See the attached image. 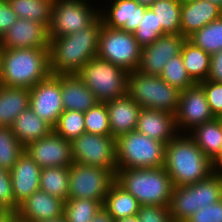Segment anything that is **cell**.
<instances>
[{
    "instance_id": "1",
    "label": "cell",
    "mask_w": 222,
    "mask_h": 222,
    "mask_svg": "<svg viewBox=\"0 0 222 222\" xmlns=\"http://www.w3.org/2000/svg\"><path fill=\"white\" fill-rule=\"evenodd\" d=\"M102 24V18L99 16L91 25L78 32L50 38L51 74H77L86 62L97 56Z\"/></svg>"
},
{
    "instance_id": "2",
    "label": "cell",
    "mask_w": 222,
    "mask_h": 222,
    "mask_svg": "<svg viewBox=\"0 0 222 222\" xmlns=\"http://www.w3.org/2000/svg\"><path fill=\"white\" fill-rule=\"evenodd\" d=\"M164 168L174 187L195 184L215 172L213 162L185 133H178L166 144Z\"/></svg>"
},
{
    "instance_id": "3",
    "label": "cell",
    "mask_w": 222,
    "mask_h": 222,
    "mask_svg": "<svg viewBox=\"0 0 222 222\" xmlns=\"http://www.w3.org/2000/svg\"><path fill=\"white\" fill-rule=\"evenodd\" d=\"M50 75L49 48L3 49L0 85L30 89Z\"/></svg>"
},
{
    "instance_id": "4",
    "label": "cell",
    "mask_w": 222,
    "mask_h": 222,
    "mask_svg": "<svg viewBox=\"0 0 222 222\" xmlns=\"http://www.w3.org/2000/svg\"><path fill=\"white\" fill-rule=\"evenodd\" d=\"M116 182L132 194L141 206L169 207L174 186L164 166L117 169Z\"/></svg>"
},
{
    "instance_id": "5",
    "label": "cell",
    "mask_w": 222,
    "mask_h": 222,
    "mask_svg": "<svg viewBox=\"0 0 222 222\" xmlns=\"http://www.w3.org/2000/svg\"><path fill=\"white\" fill-rule=\"evenodd\" d=\"M222 200V174L214 172L205 180L173 187L169 203L172 222H185L201 208Z\"/></svg>"
},
{
    "instance_id": "6",
    "label": "cell",
    "mask_w": 222,
    "mask_h": 222,
    "mask_svg": "<svg viewBox=\"0 0 222 222\" xmlns=\"http://www.w3.org/2000/svg\"><path fill=\"white\" fill-rule=\"evenodd\" d=\"M180 92L160 76L129 72L127 94L141 108H151L176 115L179 109Z\"/></svg>"
},
{
    "instance_id": "7",
    "label": "cell",
    "mask_w": 222,
    "mask_h": 222,
    "mask_svg": "<svg viewBox=\"0 0 222 222\" xmlns=\"http://www.w3.org/2000/svg\"><path fill=\"white\" fill-rule=\"evenodd\" d=\"M77 75L99 102L127 95L129 72L99 56L86 62Z\"/></svg>"
},
{
    "instance_id": "8",
    "label": "cell",
    "mask_w": 222,
    "mask_h": 222,
    "mask_svg": "<svg viewBox=\"0 0 222 222\" xmlns=\"http://www.w3.org/2000/svg\"><path fill=\"white\" fill-rule=\"evenodd\" d=\"M165 146L136 130L119 136L116 139L117 169L162 167Z\"/></svg>"
},
{
    "instance_id": "9",
    "label": "cell",
    "mask_w": 222,
    "mask_h": 222,
    "mask_svg": "<svg viewBox=\"0 0 222 222\" xmlns=\"http://www.w3.org/2000/svg\"><path fill=\"white\" fill-rule=\"evenodd\" d=\"M141 49L134 33L112 29L102 24L97 51L100 58L131 72L138 68Z\"/></svg>"
},
{
    "instance_id": "10",
    "label": "cell",
    "mask_w": 222,
    "mask_h": 222,
    "mask_svg": "<svg viewBox=\"0 0 222 222\" xmlns=\"http://www.w3.org/2000/svg\"><path fill=\"white\" fill-rule=\"evenodd\" d=\"M115 181L116 174L109 169L73 163L69 166L68 198L92 199L103 205Z\"/></svg>"
},
{
    "instance_id": "11",
    "label": "cell",
    "mask_w": 222,
    "mask_h": 222,
    "mask_svg": "<svg viewBox=\"0 0 222 222\" xmlns=\"http://www.w3.org/2000/svg\"><path fill=\"white\" fill-rule=\"evenodd\" d=\"M99 16L100 9H95L90 0H54L49 38L78 32L91 25Z\"/></svg>"
},
{
    "instance_id": "12",
    "label": "cell",
    "mask_w": 222,
    "mask_h": 222,
    "mask_svg": "<svg viewBox=\"0 0 222 222\" xmlns=\"http://www.w3.org/2000/svg\"><path fill=\"white\" fill-rule=\"evenodd\" d=\"M73 163L117 172L116 139L112 135L85 132L71 141Z\"/></svg>"
},
{
    "instance_id": "13",
    "label": "cell",
    "mask_w": 222,
    "mask_h": 222,
    "mask_svg": "<svg viewBox=\"0 0 222 222\" xmlns=\"http://www.w3.org/2000/svg\"><path fill=\"white\" fill-rule=\"evenodd\" d=\"M214 118L205 92L198 83L180 92L179 109L175 115L179 133L184 130L185 134H188L189 131Z\"/></svg>"
},
{
    "instance_id": "14",
    "label": "cell",
    "mask_w": 222,
    "mask_h": 222,
    "mask_svg": "<svg viewBox=\"0 0 222 222\" xmlns=\"http://www.w3.org/2000/svg\"><path fill=\"white\" fill-rule=\"evenodd\" d=\"M29 107L52 127L57 124L64 111L60 90V74H51L47 79L30 88Z\"/></svg>"
},
{
    "instance_id": "15",
    "label": "cell",
    "mask_w": 222,
    "mask_h": 222,
    "mask_svg": "<svg viewBox=\"0 0 222 222\" xmlns=\"http://www.w3.org/2000/svg\"><path fill=\"white\" fill-rule=\"evenodd\" d=\"M25 151L42 169L69 167L73 164L71 141L65 140L54 130L43 138L30 142Z\"/></svg>"
},
{
    "instance_id": "16",
    "label": "cell",
    "mask_w": 222,
    "mask_h": 222,
    "mask_svg": "<svg viewBox=\"0 0 222 222\" xmlns=\"http://www.w3.org/2000/svg\"><path fill=\"white\" fill-rule=\"evenodd\" d=\"M186 40L181 34H165L152 44L141 49L140 63L137 71L153 76H160L166 61L179 55Z\"/></svg>"
},
{
    "instance_id": "17",
    "label": "cell",
    "mask_w": 222,
    "mask_h": 222,
    "mask_svg": "<svg viewBox=\"0 0 222 222\" xmlns=\"http://www.w3.org/2000/svg\"><path fill=\"white\" fill-rule=\"evenodd\" d=\"M49 29L36 21L18 18L0 38L3 49L49 48Z\"/></svg>"
},
{
    "instance_id": "18",
    "label": "cell",
    "mask_w": 222,
    "mask_h": 222,
    "mask_svg": "<svg viewBox=\"0 0 222 222\" xmlns=\"http://www.w3.org/2000/svg\"><path fill=\"white\" fill-rule=\"evenodd\" d=\"M42 168L26 153L19 157V160L10 170V178L14 194V213L18 205L27 199L31 194L40 189V174Z\"/></svg>"
},
{
    "instance_id": "19",
    "label": "cell",
    "mask_w": 222,
    "mask_h": 222,
    "mask_svg": "<svg viewBox=\"0 0 222 222\" xmlns=\"http://www.w3.org/2000/svg\"><path fill=\"white\" fill-rule=\"evenodd\" d=\"M110 9L102 7L100 16L103 25L134 33L148 7L138 4L135 0H111Z\"/></svg>"
},
{
    "instance_id": "20",
    "label": "cell",
    "mask_w": 222,
    "mask_h": 222,
    "mask_svg": "<svg viewBox=\"0 0 222 222\" xmlns=\"http://www.w3.org/2000/svg\"><path fill=\"white\" fill-rule=\"evenodd\" d=\"M64 202L39 189L20 203L15 213L31 222L57 219L63 216Z\"/></svg>"
},
{
    "instance_id": "21",
    "label": "cell",
    "mask_w": 222,
    "mask_h": 222,
    "mask_svg": "<svg viewBox=\"0 0 222 222\" xmlns=\"http://www.w3.org/2000/svg\"><path fill=\"white\" fill-rule=\"evenodd\" d=\"M136 131L165 144L179 133L174 114L151 108H141Z\"/></svg>"
},
{
    "instance_id": "22",
    "label": "cell",
    "mask_w": 222,
    "mask_h": 222,
    "mask_svg": "<svg viewBox=\"0 0 222 222\" xmlns=\"http://www.w3.org/2000/svg\"><path fill=\"white\" fill-rule=\"evenodd\" d=\"M222 16V10L208 0H193L181 4V35L188 39L196 31Z\"/></svg>"
},
{
    "instance_id": "23",
    "label": "cell",
    "mask_w": 222,
    "mask_h": 222,
    "mask_svg": "<svg viewBox=\"0 0 222 222\" xmlns=\"http://www.w3.org/2000/svg\"><path fill=\"white\" fill-rule=\"evenodd\" d=\"M112 136L117 139L135 131L141 106L128 94L106 102Z\"/></svg>"
},
{
    "instance_id": "24",
    "label": "cell",
    "mask_w": 222,
    "mask_h": 222,
    "mask_svg": "<svg viewBox=\"0 0 222 222\" xmlns=\"http://www.w3.org/2000/svg\"><path fill=\"white\" fill-rule=\"evenodd\" d=\"M60 90L64 110L85 113L99 103L77 74H60Z\"/></svg>"
},
{
    "instance_id": "25",
    "label": "cell",
    "mask_w": 222,
    "mask_h": 222,
    "mask_svg": "<svg viewBox=\"0 0 222 222\" xmlns=\"http://www.w3.org/2000/svg\"><path fill=\"white\" fill-rule=\"evenodd\" d=\"M11 129L18 141L26 147L30 142L48 135L53 127L36 115L29 107L16 117Z\"/></svg>"
},
{
    "instance_id": "26",
    "label": "cell",
    "mask_w": 222,
    "mask_h": 222,
    "mask_svg": "<svg viewBox=\"0 0 222 222\" xmlns=\"http://www.w3.org/2000/svg\"><path fill=\"white\" fill-rule=\"evenodd\" d=\"M201 151L214 162L222 151V118H214L188 133Z\"/></svg>"
},
{
    "instance_id": "27",
    "label": "cell",
    "mask_w": 222,
    "mask_h": 222,
    "mask_svg": "<svg viewBox=\"0 0 222 222\" xmlns=\"http://www.w3.org/2000/svg\"><path fill=\"white\" fill-rule=\"evenodd\" d=\"M30 89L0 85V126L11 127L16 117L29 108Z\"/></svg>"
},
{
    "instance_id": "28",
    "label": "cell",
    "mask_w": 222,
    "mask_h": 222,
    "mask_svg": "<svg viewBox=\"0 0 222 222\" xmlns=\"http://www.w3.org/2000/svg\"><path fill=\"white\" fill-rule=\"evenodd\" d=\"M102 207L114 220H119L136 216L141 205L132 194L115 181L105 196Z\"/></svg>"
},
{
    "instance_id": "29",
    "label": "cell",
    "mask_w": 222,
    "mask_h": 222,
    "mask_svg": "<svg viewBox=\"0 0 222 222\" xmlns=\"http://www.w3.org/2000/svg\"><path fill=\"white\" fill-rule=\"evenodd\" d=\"M181 56L188 75L195 83L207 80L211 63L210 54L186 39L181 48Z\"/></svg>"
},
{
    "instance_id": "30",
    "label": "cell",
    "mask_w": 222,
    "mask_h": 222,
    "mask_svg": "<svg viewBox=\"0 0 222 222\" xmlns=\"http://www.w3.org/2000/svg\"><path fill=\"white\" fill-rule=\"evenodd\" d=\"M7 1L18 18L39 22L49 29L52 21V5L54 0Z\"/></svg>"
},
{
    "instance_id": "31",
    "label": "cell",
    "mask_w": 222,
    "mask_h": 222,
    "mask_svg": "<svg viewBox=\"0 0 222 222\" xmlns=\"http://www.w3.org/2000/svg\"><path fill=\"white\" fill-rule=\"evenodd\" d=\"M69 184V167H48L41 170L40 190L66 201Z\"/></svg>"
},
{
    "instance_id": "32",
    "label": "cell",
    "mask_w": 222,
    "mask_h": 222,
    "mask_svg": "<svg viewBox=\"0 0 222 222\" xmlns=\"http://www.w3.org/2000/svg\"><path fill=\"white\" fill-rule=\"evenodd\" d=\"M150 8L165 34H181V3L178 0H155Z\"/></svg>"
},
{
    "instance_id": "33",
    "label": "cell",
    "mask_w": 222,
    "mask_h": 222,
    "mask_svg": "<svg viewBox=\"0 0 222 222\" xmlns=\"http://www.w3.org/2000/svg\"><path fill=\"white\" fill-rule=\"evenodd\" d=\"M196 46L211 56L222 50V16L188 38Z\"/></svg>"
},
{
    "instance_id": "34",
    "label": "cell",
    "mask_w": 222,
    "mask_h": 222,
    "mask_svg": "<svg viewBox=\"0 0 222 222\" xmlns=\"http://www.w3.org/2000/svg\"><path fill=\"white\" fill-rule=\"evenodd\" d=\"M101 208L97 200L68 198L64 202L63 216L67 222H91Z\"/></svg>"
},
{
    "instance_id": "35",
    "label": "cell",
    "mask_w": 222,
    "mask_h": 222,
    "mask_svg": "<svg viewBox=\"0 0 222 222\" xmlns=\"http://www.w3.org/2000/svg\"><path fill=\"white\" fill-rule=\"evenodd\" d=\"M24 151L11 127L0 126V168L10 171Z\"/></svg>"
},
{
    "instance_id": "36",
    "label": "cell",
    "mask_w": 222,
    "mask_h": 222,
    "mask_svg": "<svg viewBox=\"0 0 222 222\" xmlns=\"http://www.w3.org/2000/svg\"><path fill=\"white\" fill-rule=\"evenodd\" d=\"M160 77L169 85L176 87L179 91L186 90L196 84L190 78L184 67L181 53L166 61Z\"/></svg>"
},
{
    "instance_id": "37",
    "label": "cell",
    "mask_w": 222,
    "mask_h": 222,
    "mask_svg": "<svg viewBox=\"0 0 222 222\" xmlns=\"http://www.w3.org/2000/svg\"><path fill=\"white\" fill-rule=\"evenodd\" d=\"M53 130L65 140L72 141L86 132L84 113L64 110Z\"/></svg>"
},
{
    "instance_id": "38",
    "label": "cell",
    "mask_w": 222,
    "mask_h": 222,
    "mask_svg": "<svg viewBox=\"0 0 222 222\" xmlns=\"http://www.w3.org/2000/svg\"><path fill=\"white\" fill-rule=\"evenodd\" d=\"M87 133L112 135L106 102H99L84 113Z\"/></svg>"
},
{
    "instance_id": "39",
    "label": "cell",
    "mask_w": 222,
    "mask_h": 222,
    "mask_svg": "<svg viewBox=\"0 0 222 222\" xmlns=\"http://www.w3.org/2000/svg\"><path fill=\"white\" fill-rule=\"evenodd\" d=\"M165 35L161 25H158V20L153 10L148 7L140 20L134 36L139 45L143 48L146 45L152 44L157 38Z\"/></svg>"
},
{
    "instance_id": "40",
    "label": "cell",
    "mask_w": 222,
    "mask_h": 222,
    "mask_svg": "<svg viewBox=\"0 0 222 222\" xmlns=\"http://www.w3.org/2000/svg\"><path fill=\"white\" fill-rule=\"evenodd\" d=\"M198 84L205 92L213 116L215 118H222V83L207 79Z\"/></svg>"
},
{
    "instance_id": "41",
    "label": "cell",
    "mask_w": 222,
    "mask_h": 222,
    "mask_svg": "<svg viewBox=\"0 0 222 222\" xmlns=\"http://www.w3.org/2000/svg\"><path fill=\"white\" fill-rule=\"evenodd\" d=\"M139 222H172L169 207L142 205L136 215Z\"/></svg>"
},
{
    "instance_id": "42",
    "label": "cell",
    "mask_w": 222,
    "mask_h": 222,
    "mask_svg": "<svg viewBox=\"0 0 222 222\" xmlns=\"http://www.w3.org/2000/svg\"><path fill=\"white\" fill-rule=\"evenodd\" d=\"M185 222H222V200L201 208Z\"/></svg>"
},
{
    "instance_id": "43",
    "label": "cell",
    "mask_w": 222,
    "mask_h": 222,
    "mask_svg": "<svg viewBox=\"0 0 222 222\" xmlns=\"http://www.w3.org/2000/svg\"><path fill=\"white\" fill-rule=\"evenodd\" d=\"M0 207L14 213V194L10 171L0 168Z\"/></svg>"
},
{
    "instance_id": "44",
    "label": "cell",
    "mask_w": 222,
    "mask_h": 222,
    "mask_svg": "<svg viewBox=\"0 0 222 222\" xmlns=\"http://www.w3.org/2000/svg\"><path fill=\"white\" fill-rule=\"evenodd\" d=\"M18 17L7 0H0V38L17 21Z\"/></svg>"
},
{
    "instance_id": "45",
    "label": "cell",
    "mask_w": 222,
    "mask_h": 222,
    "mask_svg": "<svg viewBox=\"0 0 222 222\" xmlns=\"http://www.w3.org/2000/svg\"><path fill=\"white\" fill-rule=\"evenodd\" d=\"M208 80L222 83V50L211 56Z\"/></svg>"
},
{
    "instance_id": "46",
    "label": "cell",
    "mask_w": 222,
    "mask_h": 222,
    "mask_svg": "<svg viewBox=\"0 0 222 222\" xmlns=\"http://www.w3.org/2000/svg\"><path fill=\"white\" fill-rule=\"evenodd\" d=\"M91 222H115V220L104 208H101Z\"/></svg>"
},
{
    "instance_id": "47",
    "label": "cell",
    "mask_w": 222,
    "mask_h": 222,
    "mask_svg": "<svg viewBox=\"0 0 222 222\" xmlns=\"http://www.w3.org/2000/svg\"><path fill=\"white\" fill-rule=\"evenodd\" d=\"M213 167L216 173L222 174V151L217 157V159L213 162Z\"/></svg>"
},
{
    "instance_id": "48",
    "label": "cell",
    "mask_w": 222,
    "mask_h": 222,
    "mask_svg": "<svg viewBox=\"0 0 222 222\" xmlns=\"http://www.w3.org/2000/svg\"><path fill=\"white\" fill-rule=\"evenodd\" d=\"M12 212L6 208L0 207V222H7Z\"/></svg>"
},
{
    "instance_id": "49",
    "label": "cell",
    "mask_w": 222,
    "mask_h": 222,
    "mask_svg": "<svg viewBox=\"0 0 222 222\" xmlns=\"http://www.w3.org/2000/svg\"><path fill=\"white\" fill-rule=\"evenodd\" d=\"M7 222H31L19 217L16 213H12Z\"/></svg>"
},
{
    "instance_id": "50",
    "label": "cell",
    "mask_w": 222,
    "mask_h": 222,
    "mask_svg": "<svg viewBox=\"0 0 222 222\" xmlns=\"http://www.w3.org/2000/svg\"><path fill=\"white\" fill-rule=\"evenodd\" d=\"M115 222H139L137 216L126 217L123 219L115 220Z\"/></svg>"
},
{
    "instance_id": "51",
    "label": "cell",
    "mask_w": 222,
    "mask_h": 222,
    "mask_svg": "<svg viewBox=\"0 0 222 222\" xmlns=\"http://www.w3.org/2000/svg\"><path fill=\"white\" fill-rule=\"evenodd\" d=\"M138 4L150 7L155 0H135Z\"/></svg>"
},
{
    "instance_id": "52",
    "label": "cell",
    "mask_w": 222,
    "mask_h": 222,
    "mask_svg": "<svg viewBox=\"0 0 222 222\" xmlns=\"http://www.w3.org/2000/svg\"><path fill=\"white\" fill-rule=\"evenodd\" d=\"M40 222H67V221L64 216H61L60 218H57V219L45 220V221H40Z\"/></svg>"
},
{
    "instance_id": "53",
    "label": "cell",
    "mask_w": 222,
    "mask_h": 222,
    "mask_svg": "<svg viewBox=\"0 0 222 222\" xmlns=\"http://www.w3.org/2000/svg\"><path fill=\"white\" fill-rule=\"evenodd\" d=\"M208 1H210L212 4L218 6L222 10V0H208Z\"/></svg>"
},
{
    "instance_id": "54",
    "label": "cell",
    "mask_w": 222,
    "mask_h": 222,
    "mask_svg": "<svg viewBox=\"0 0 222 222\" xmlns=\"http://www.w3.org/2000/svg\"><path fill=\"white\" fill-rule=\"evenodd\" d=\"M2 56H3V48L0 44V81H1V72H2Z\"/></svg>"
},
{
    "instance_id": "55",
    "label": "cell",
    "mask_w": 222,
    "mask_h": 222,
    "mask_svg": "<svg viewBox=\"0 0 222 222\" xmlns=\"http://www.w3.org/2000/svg\"><path fill=\"white\" fill-rule=\"evenodd\" d=\"M178 1L182 4V3L193 1V0H178Z\"/></svg>"
}]
</instances>
